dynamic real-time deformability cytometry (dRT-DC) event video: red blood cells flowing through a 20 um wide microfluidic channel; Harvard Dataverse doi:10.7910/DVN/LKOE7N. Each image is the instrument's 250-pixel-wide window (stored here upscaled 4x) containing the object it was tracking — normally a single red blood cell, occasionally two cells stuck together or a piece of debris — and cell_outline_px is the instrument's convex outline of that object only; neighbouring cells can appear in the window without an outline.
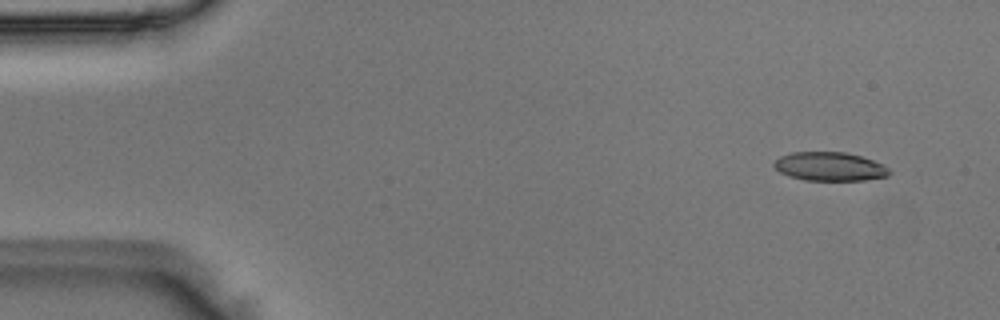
{"species": "Egyptian fruit bat (a non-hibernating species)", "species_latin": "Rousettus aegyptiacus", "temperature_condition": "room temperature", "stored_images_in_passage": 50, "camera_frame_rate_fps": 3000, "um_per_image_px": 0.085, "animal": {"sex": "male"}, "frame": {"image": 1, "passage_image": 4, "time_ms": 1.0, "image_size_px": [1000, 320], "cell_outline_px": [[892, 172], [888, 176], [864, 180], [804, 180], [788, 176], [780, 172], [772, 164], [780, 156], [792, 152], [844, 152], [860, 156], [872, 160], [888, 168]], "centroid_in_image_um": [70.5, 14.16], "position_along_channel_um": 14.5, "area_um2": 19.19}}
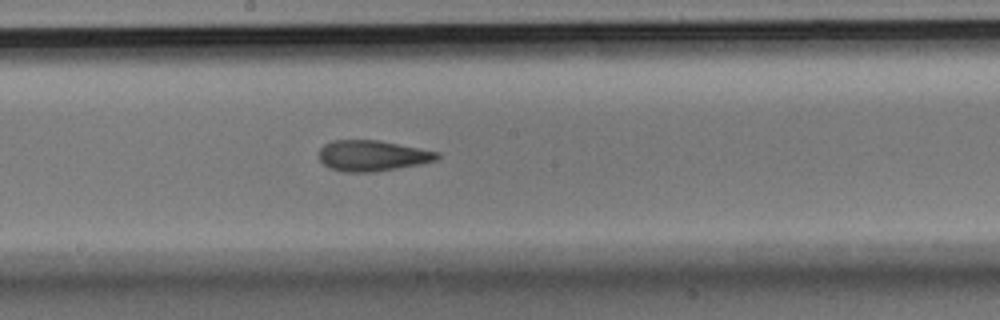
{"frame": {"image": 2, "passage_image": 27, "time_ms": 8.667, "image_size_px": [1000, 320], "cell_outline_px": [[440, 156], [436, 160], [420, 164], [372, 172], [344, 172], [328, 168], [320, 160], [320, 148], [324, 144], [332, 140], [380, 140], [440, 152]], "centroid_in_image_um": [31.64, 13.23], "position_along_channel_um": 216.6, "area_um2": 21.21}}
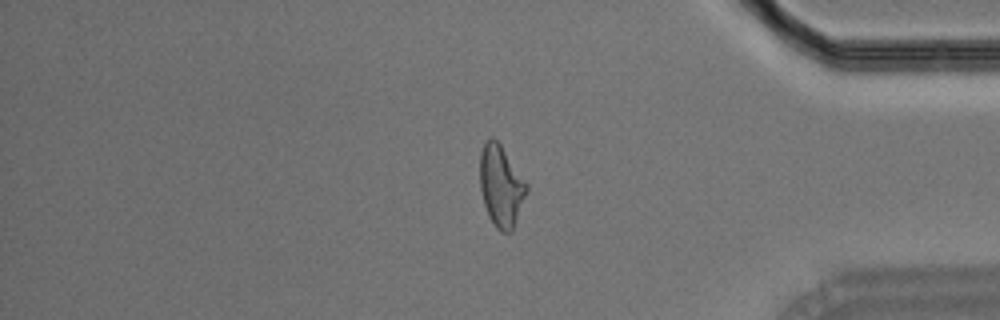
{"frame": {"image": 3, "passage_image": 42, "time_ms": 13.667, "image_size_px": [1000, 320], "cell_outline_px": [[528, 192], [512, 232], [500, 232], [496, 228], [488, 216], [484, 204], [480, 188], [480, 152], [484, 144], [492, 136], [500, 144], [528, 184]], "centroid_in_image_um": [42.6, 15.84], "position_along_channel_um": 392.6, "area_um2": 22.2}}